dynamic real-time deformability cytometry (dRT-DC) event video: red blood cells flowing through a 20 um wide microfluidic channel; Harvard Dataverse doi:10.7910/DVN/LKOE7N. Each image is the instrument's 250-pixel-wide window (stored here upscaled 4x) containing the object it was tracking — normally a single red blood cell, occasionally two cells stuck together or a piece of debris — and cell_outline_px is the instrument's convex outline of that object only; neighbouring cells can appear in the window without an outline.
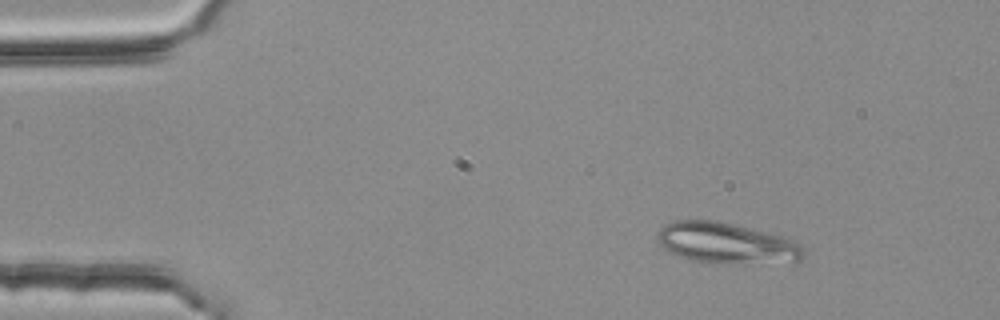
{"species": "common noctule bat (a hibernating species)", "species_latin": "Nyctalus noctula", "temperature_condition": "room temperature", "stored_images_in_passage": 3, "camera_frame_rate_fps": 3000, "um_per_image_px": 0.085, "animal": {"sex": "female", "body_mass_g": 25.1}, "frame": {"image": 1, "passage_image": 1, "time_ms": 0.0, "image_size_px": [1000, 320], "cell_outline_px": [[804, 256], [800, 260], [692, 260], [680, 256], [664, 248], [656, 240], [656, 232], [664, 224], [676, 220], [720, 220], [752, 228], [780, 236], [792, 240], [800, 244], [804, 248]], "centroid_in_image_um": [61.64, 20.56], "position_along_channel_um": 23.4, "area_um2": 33.12}}